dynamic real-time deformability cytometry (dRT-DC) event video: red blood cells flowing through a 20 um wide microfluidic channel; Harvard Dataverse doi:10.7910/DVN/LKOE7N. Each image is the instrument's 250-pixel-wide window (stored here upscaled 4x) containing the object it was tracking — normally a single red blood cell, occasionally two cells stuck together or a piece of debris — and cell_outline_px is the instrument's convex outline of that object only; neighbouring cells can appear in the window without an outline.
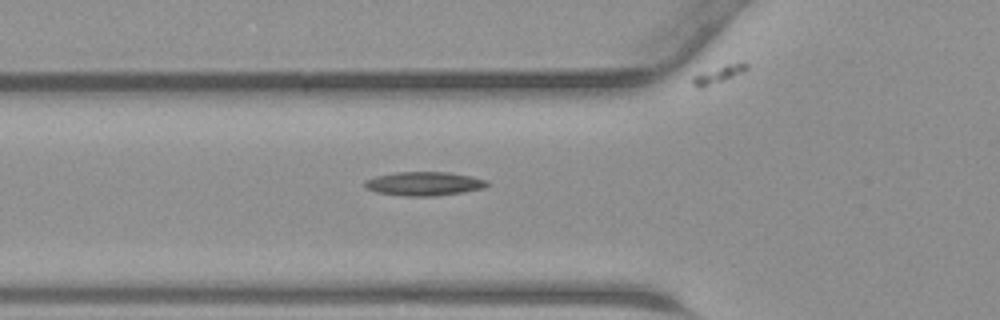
{"species": "common noctule bat (a hibernating species)", "species_latin": "Nyctalus noctula", "temperature_condition": "warm", "stored_images_in_passage": 33, "camera_frame_rate_fps": 3000, "um_per_image_px": 0.085, "animal": {"sex": "male", "body_mass_g": 23.1, "forearm_length_mm": 52.7}, "frame": {"image": 1, "passage_image": 7, "time_ms": 2.0, "image_size_px": [1000, 320], "cell_outline_px": [[488, 184], [484, 188], [464, 192], [432, 196], [404, 196], [376, 192], [364, 188], [364, 180], [376, 176], [396, 172], [448, 172], [472, 176], [488, 180]], "centroid_in_image_um": [36.03, 15.61], "position_along_channel_um": 89.8, "area_um2": 17.11}}
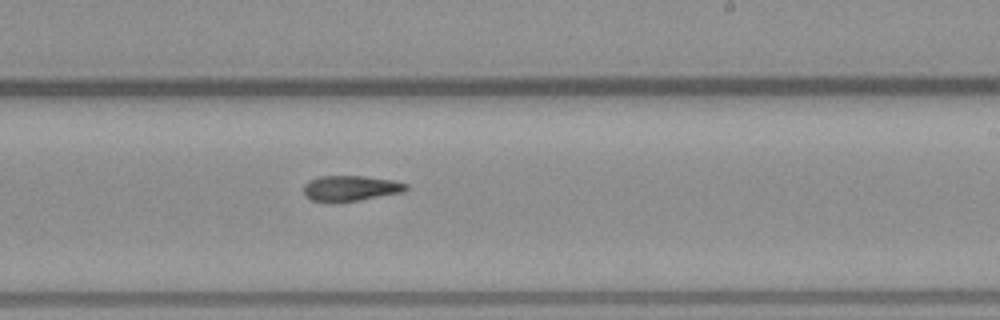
{"frame": {"image": 2, "passage_image": 18, "time_ms": 5.667, "image_size_px": [1000, 320], "cell_outline_px": [[408, 188], [404, 192], [356, 200], [312, 200], [304, 196], [304, 184], [308, 180], [320, 176], [364, 176], [392, 180], [408, 184]], "centroid_in_image_um": [29.81, 15.97], "position_along_channel_um": 259.2, "area_um2": 14.8}}
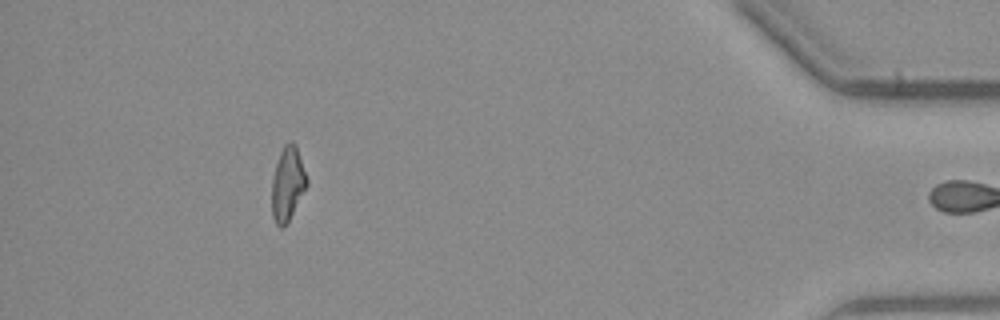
{"frame": {"image": 3, "passage_image": 32, "time_ms": 10.333, "image_size_px": [1000, 320], "cell_outline_px": [[308, 184], [284, 228], [280, 228], [276, 224], [272, 216], [272, 180], [276, 164], [280, 152], [284, 144], [288, 140], [292, 140], [296, 144], [308, 180]], "centroid_in_image_um": [24.44, 15.6], "position_along_channel_um": 410.8, "area_um2": 15.09}}